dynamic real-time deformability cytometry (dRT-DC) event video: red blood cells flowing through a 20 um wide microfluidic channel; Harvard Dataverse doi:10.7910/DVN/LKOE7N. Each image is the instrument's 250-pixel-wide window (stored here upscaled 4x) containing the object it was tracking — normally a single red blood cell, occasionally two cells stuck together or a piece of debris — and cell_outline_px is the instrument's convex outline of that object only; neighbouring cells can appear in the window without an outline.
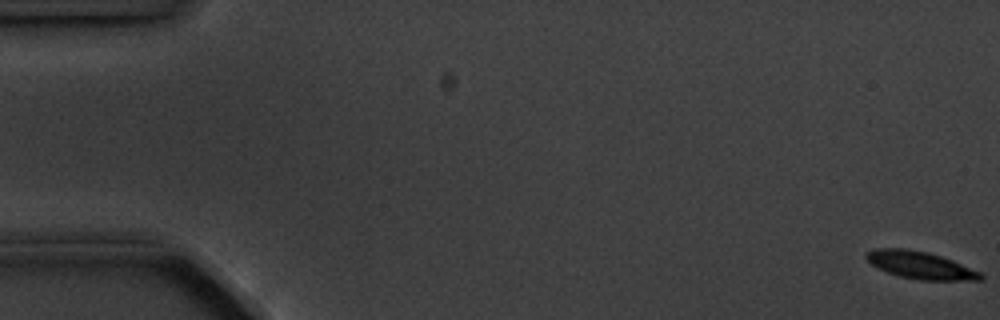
{"species": "common noctule bat (a hibernating species)", "species_latin": "Nyctalus noctula", "temperature_condition": "cold", "stored_images_in_passage": 5, "camera_frame_rate_fps": 3000, "um_per_image_px": 0.085, "animal": {"sex": "male", "body_mass_g": 20.1, "forearm_length_mm": 53.5}, "frame": {"image": 1, "passage_image": 1, "time_ms": 0.0, "image_size_px": [1000, 320], "cell_outline_px": [[984, 276], [980, 280], [920, 280], [900, 276], [888, 272], [872, 264], [864, 256], [864, 252], [876, 248], [908, 248], [928, 252], [952, 260], [980, 272]], "centroid_in_image_um": [78.2, 22.52], "position_along_channel_um": 6.8, "area_um2": 18.09}}
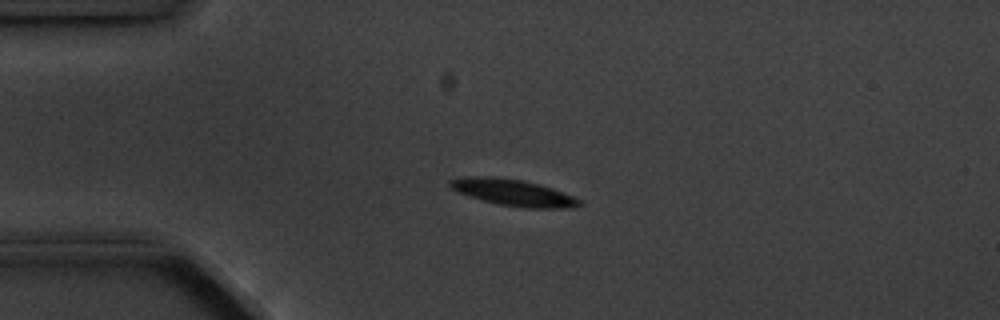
{"frame": {"image": 2, "passage_image": 4, "time_ms": 4.333, "image_size_px": [1000, 320], "cell_outline_px": [[584, 204], [572, 208], [524, 208], [496, 204], [468, 196], [452, 188], [448, 184], [448, 180], [468, 176], [492, 176], [520, 180], [552, 188], [584, 200]], "centroid_in_image_um": [43.66, 16.38], "position_along_channel_um": 41.3, "area_um2": 20.06}}